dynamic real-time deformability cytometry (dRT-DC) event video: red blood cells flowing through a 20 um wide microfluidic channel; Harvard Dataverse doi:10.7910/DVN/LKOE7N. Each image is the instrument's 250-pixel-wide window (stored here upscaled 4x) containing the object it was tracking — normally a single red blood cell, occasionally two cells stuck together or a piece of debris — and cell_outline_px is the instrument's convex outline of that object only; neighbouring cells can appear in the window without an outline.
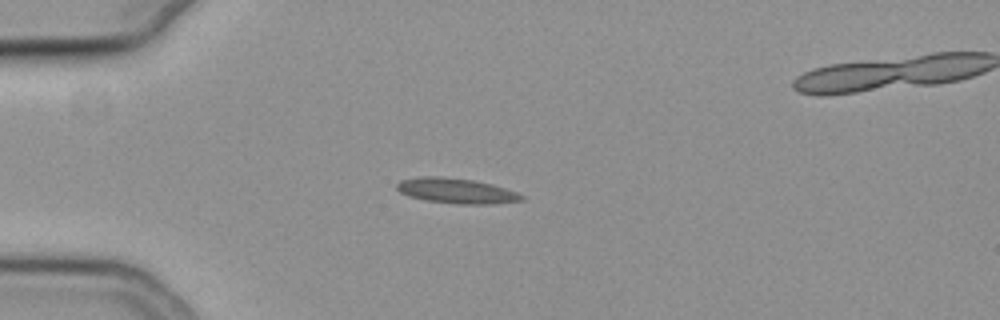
{"species": "common noctule bat (a hibernating species)", "species_latin": "Nyctalus noctula", "temperature_condition": "cold", "stored_images_in_passage": 42, "segment_of_instrument_passage": [1, 2], "camera_frame_rate_fps": 3000, "um_per_image_px": 0.085, "animal": {"sex": "female", "body_mass_g": 19.3, "forearm_length_mm": 54.1}, "frame": {"image": 1, "passage_image": 1, "time_ms": 0.0, "image_size_px": [1000, 320], "cell_outline_px": [[524, 200], [492, 204], [456, 204], [424, 200], [408, 196], [400, 192], [396, 188], [396, 184], [400, 180], [416, 176], [440, 176], [472, 180], [492, 184], [516, 192], [524, 196]], "centroid_in_image_um": [38.74, 16.22], "position_along_channel_um": 46.3, "area_um2": 18.44}}
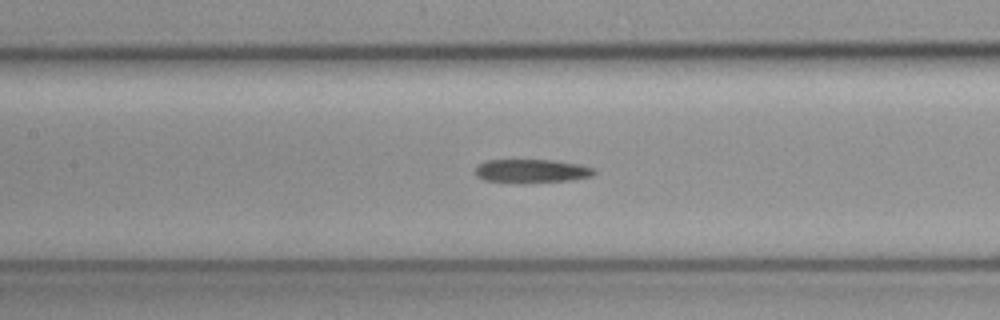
{"frame": {"image": 2, "passage_image": 12, "time_ms": 3.667, "image_size_px": [1000, 320], "cell_outline_px": [[596, 172], [592, 176], [572, 180], [516, 184], [484, 180], [476, 176], [476, 168], [480, 164], [488, 160], [552, 160], [580, 164], [592, 168]], "centroid_in_image_um": [45.18, 14.56], "position_along_channel_um": 162.2, "area_um2": 16.53}}
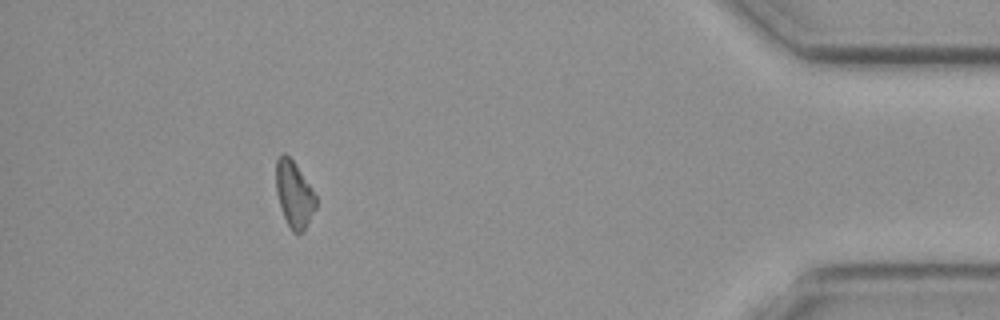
{"frame": {"image": 3, "passage_image": 36, "time_ms": 11.667, "image_size_px": [1000, 320], "cell_outline_px": [[316, 208], [304, 232], [292, 232], [284, 216], [276, 192], [276, 160], [280, 152], [284, 152], [292, 160], [316, 196]], "centroid_in_image_um": [24.99, 16.52], "position_along_channel_um": 410.2, "area_um2": 15.14}}